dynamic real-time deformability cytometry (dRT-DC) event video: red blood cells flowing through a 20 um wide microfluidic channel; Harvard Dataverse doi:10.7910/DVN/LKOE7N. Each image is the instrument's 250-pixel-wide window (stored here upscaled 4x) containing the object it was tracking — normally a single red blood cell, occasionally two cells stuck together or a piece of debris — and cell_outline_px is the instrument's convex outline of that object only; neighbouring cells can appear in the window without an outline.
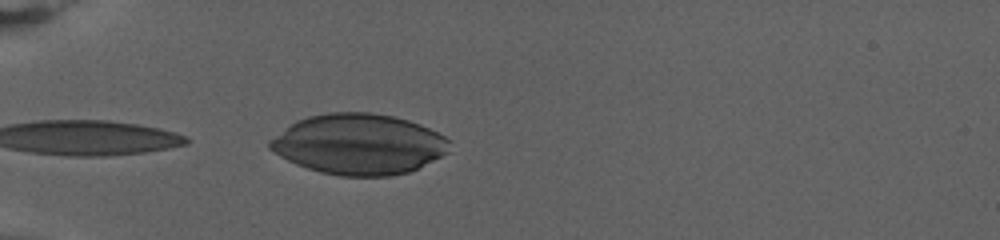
{"species": "human", "species_latin": "Homo sapiens", "temperature_condition": "warm", "stored_images_in_passage": 12, "camera_frame_rate_fps": 3000, "um_per_image_px": 0.085, "donor": {"sex": "female"}, "frame": {"image": 1, "passage_image": 12, "time_ms": 3.667, "image_size_px": [1000, 240], "cell_outline_px": [[452, 152], [408, 172], [388, 176], [340, 176], [320, 172], [296, 164], [280, 156], [268, 148], [268, 140], [296, 120], [308, 116], [328, 112], [368, 112], [392, 116], [408, 120], [420, 124], [452, 140]], "centroid_in_image_um": [30.52, 12.25], "position_along_channel_um": 54.5, "area_um2": 63.75}}